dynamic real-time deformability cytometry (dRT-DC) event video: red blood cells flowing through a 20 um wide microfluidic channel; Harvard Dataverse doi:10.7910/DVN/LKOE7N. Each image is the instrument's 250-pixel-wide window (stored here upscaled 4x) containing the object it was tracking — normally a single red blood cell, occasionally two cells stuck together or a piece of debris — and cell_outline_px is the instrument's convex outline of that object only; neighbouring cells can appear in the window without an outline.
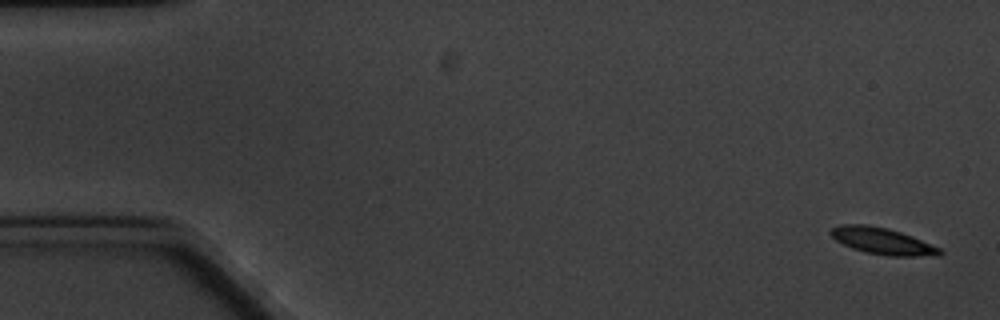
{"species": "common noctule bat (a hibernating species)", "species_latin": "Nyctalus noctula", "temperature_condition": "cold", "stored_images_in_passage": 7, "camera_frame_rate_fps": 3000, "um_per_image_px": 0.085, "animal": {"sex": "male", "body_mass_g": 20.1, "forearm_length_mm": 53.5}, "frame": {"image": 1, "passage_image": 1, "time_ms": 0.0, "image_size_px": [1000, 320], "cell_outline_px": [[944, 252], [940, 256], [888, 256], [864, 252], [852, 248], [836, 240], [828, 232], [832, 228], [840, 224], [868, 224], [888, 228], [912, 236], [940, 248]], "centroid_in_image_um": [75.01, 20.49], "position_along_channel_um": 10.0, "area_um2": 16.99}}
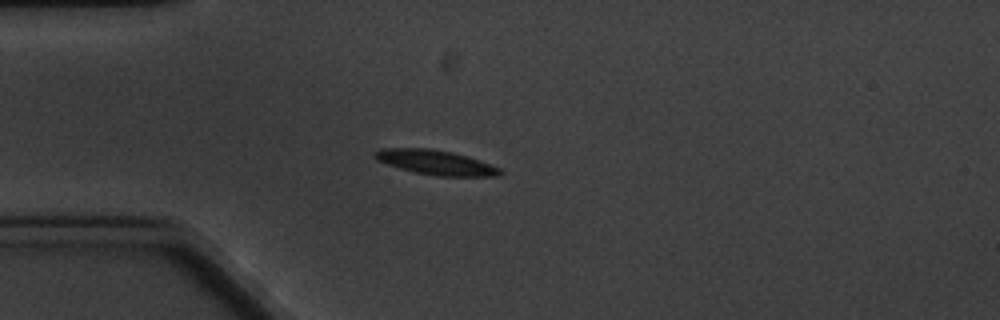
{"frame": {"image": 2, "passage_image": 5, "time_ms": 4.667, "image_size_px": [1000, 320], "cell_outline_px": [[504, 172], [500, 176], [436, 176], [416, 172], [400, 168], [376, 160], [372, 156], [372, 152], [384, 148], [428, 148], [452, 152], [468, 156], [480, 160], [500, 168]], "centroid_in_image_um": [37.04, 13.8], "position_along_channel_um": 48.0, "area_um2": 18.03}}